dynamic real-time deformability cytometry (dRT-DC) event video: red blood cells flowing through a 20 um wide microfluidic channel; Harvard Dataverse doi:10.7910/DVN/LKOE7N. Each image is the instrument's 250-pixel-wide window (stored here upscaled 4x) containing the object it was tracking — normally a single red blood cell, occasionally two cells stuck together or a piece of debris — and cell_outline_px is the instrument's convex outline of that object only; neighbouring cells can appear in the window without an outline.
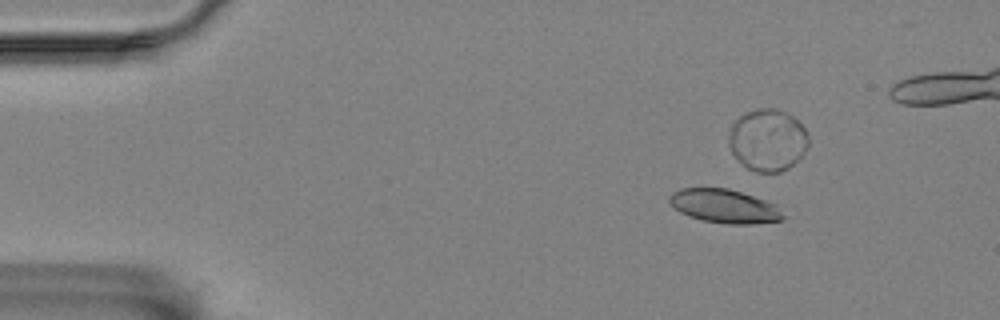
{"species": "Egyptian fruit bat (a non-hibernating species)", "species_latin": "Rousettus aegyptiacus", "temperature_condition": "room temperature", "stored_images_in_passage": 51, "camera_frame_rate_fps": 3000, "um_per_image_px": 0.085, "animal": {"sex": "female"}, "frame": {"image": 1, "passage_image": 8, "time_ms": 2.333, "image_size_px": [1000, 320], "cell_outline_px": [[784, 220], [752, 224], [728, 224], [704, 220], [688, 216], [680, 212], [668, 200], [668, 196], [672, 192], [680, 188], [728, 188], [776, 204], [784, 216]], "centroid_in_image_um": [61.57, 17.52], "position_along_channel_um": 23.4, "area_um2": 22.2}}